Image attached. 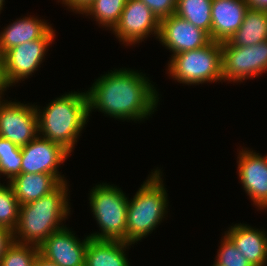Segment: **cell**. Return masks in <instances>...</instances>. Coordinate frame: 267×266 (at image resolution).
<instances>
[{"instance_id": "6da1fadb", "label": "cell", "mask_w": 267, "mask_h": 266, "mask_svg": "<svg viewBox=\"0 0 267 266\" xmlns=\"http://www.w3.org/2000/svg\"><path fill=\"white\" fill-rule=\"evenodd\" d=\"M130 69H115L100 76L86 91L88 115L96 109L115 119H148L157 108L159 95L148 77Z\"/></svg>"}, {"instance_id": "7a4b0ae2", "label": "cell", "mask_w": 267, "mask_h": 266, "mask_svg": "<svg viewBox=\"0 0 267 266\" xmlns=\"http://www.w3.org/2000/svg\"><path fill=\"white\" fill-rule=\"evenodd\" d=\"M67 183H61L38 200L20 205L18 222L13 230L14 242L39 247L53 232L64 227L62 221L71 212Z\"/></svg>"}, {"instance_id": "3957f363", "label": "cell", "mask_w": 267, "mask_h": 266, "mask_svg": "<svg viewBox=\"0 0 267 266\" xmlns=\"http://www.w3.org/2000/svg\"><path fill=\"white\" fill-rule=\"evenodd\" d=\"M43 108L41 110L36 105L39 136L60 144L71 153L88 122L87 94L71 91Z\"/></svg>"}, {"instance_id": "277c9868", "label": "cell", "mask_w": 267, "mask_h": 266, "mask_svg": "<svg viewBox=\"0 0 267 266\" xmlns=\"http://www.w3.org/2000/svg\"><path fill=\"white\" fill-rule=\"evenodd\" d=\"M161 177L162 172L159 169L154 170L134 197L128 200L127 243L134 244L147 237L168 213V194Z\"/></svg>"}, {"instance_id": "5b68a950", "label": "cell", "mask_w": 267, "mask_h": 266, "mask_svg": "<svg viewBox=\"0 0 267 266\" xmlns=\"http://www.w3.org/2000/svg\"><path fill=\"white\" fill-rule=\"evenodd\" d=\"M94 218L101 229L89 234L95 240H120L126 242L128 197L117 187L100 183L89 193Z\"/></svg>"}, {"instance_id": "8992f818", "label": "cell", "mask_w": 267, "mask_h": 266, "mask_svg": "<svg viewBox=\"0 0 267 266\" xmlns=\"http://www.w3.org/2000/svg\"><path fill=\"white\" fill-rule=\"evenodd\" d=\"M167 69L174 80L185 85L222 82L221 43L211 40L201 48L173 55Z\"/></svg>"}, {"instance_id": "52a82bcc", "label": "cell", "mask_w": 267, "mask_h": 266, "mask_svg": "<svg viewBox=\"0 0 267 266\" xmlns=\"http://www.w3.org/2000/svg\"><path fill=\"white\" fill-rule=\"evenodd\" d=\"M54 31L52 28L44 37L17 45L2 55L1 83L6 89L37 71L55 38Z\"/></svg>"}, {"instance_id": "ba28073f", "label": "cell", "mask_w": 267, "mask_h": 266, "mask_svg": "<svg viewBox=\"0 0 267 266\" xmlns=\"http://www.w3.org/2000/svg\"><path fill=\"white\" fill-rule=\"evenodd\" d=\"M223 81L243 82L267 72V40L251 46H221Z\"/></svg>"}, {"instance_id": "9c48e42d", "label": "cell", "mask_w": 267, "mask_h": 266, "mask_svg": "<svg viewBox=\"0 0 267 266\" xmlns=\"http://www.w3.org/2000/svg\"><path fill=\"white\" fill-rule=\"evenodd\" d=\"M38 135V116L35 105L0 101V137L23 147Z\"/></svg>"}, {"instance_id": "30bf717a", "label": "cell", "mask_w": 267, "mask_h": 266, "mask_svg": "<svg viewBox=\"0 0 267 266\" xmlns=\"http://www.w3.org/2000/svg\"><path fill=\"white\" fill-rule=\"evenodd\" d=\"M160 20L142 0H127L120 20L112 30L125 45L144 41L149 34L159 35ZM140 41V42H139Z\"/></svg>"}, {"instance_id": "8fae6325", "label": "cell", "mask_w": 267, "mask_h": 266, "mask_svg": "<svg viewBox=\"0 0 267 266\" xmlns=\"http://www.w3.org/2000/svg\"><path fill=\"white\" fill-rule=\"evenodd\" d=\"M21 173H49L61 183L66 182L64 175H60L58 168L70 152L58 143L39 135L27 145L21 147Z\"/></svg>"}, {"instance_id": "7c38bea8", "label": "cell", "mask_w": 267, "mask_h": 266, "mask_svg": "<svg viewBox=\"0 0 267 266\" xmlns=\"http://www.w3.org/2000/svg\"><path fill=\"white\" fill-rule=\"evenodd\" d=\"M158 39L173 53L171 57L201 48L211 41L210 36L204 30L176 14L160 20Z\"/></svg>"}, {"instance_id": "4fadbf2b", "label": "cell", "mask_w": 267, "mask_h": 266, "mask_svg": "<svg viewBox=\"0 0 267 266\" xmlns=\"http://www.w3.org/2000/svg\"><path fill=\"white\" fill-rule=\"evenodd\" d=\"M239 180L253 204L259 210L267 209V155L246 148L238 155Z\"/></svg>"}, {"instance_id": "5bb4252c", "label": "cell", "mask_w": 267, "mask_h": 266, "mask_svg": "<svg viewBox=\"0 0 267 266\" xmlns=\"http://www.w3.org/2000/svg\"><path fill=\"white\" fill-rule=\"evenodd\" d=\"M89 236L80 241L66 226L53 232L40 246L39 253L58 266H85Z\"/></svg>"}, {"instance_id": "9a60e30c", "label": "cell", "mask_w": 267, "mask_h": 266, "mask_svg": "<svg viewBox=\"0 0 267 266\" xmlns=\"http://www.w3.org/2000/svg\"><path fill=\"white\" fill-rule=\"evenodd\" d=\"M248 9L245 0H212L211 40L228 41L243 23Z\"/></svg>"}, {"instance_id": "2e32d148", "label": "cell", "mask_w": 267, "mask_h": 266, "mask_svg": "<svg viewBox=\"0 0 267 266\" xmlns=\"http://www.w3.org/2000/svg\"><path fill=\"white\" fill-rule=\"evenodd\" d=\"M251 266H267V234L246 224H235L225 231Z\"/></svg>"}, {"instance_id": "e0dca14e", "label": "cell", "mask_w": 267, "mask_h": 266, "mask_svg": "<svg viewBox=\"0 0 267 266\" xmlns=\"http://www.w3.org/2000/svg\"><path fill=\"white\" fill-rule=\"evenodd\" d=\"M48 24L45 20L31 16L13 21L0 32L1 55L17 45L44 37L52 29Z\"/></svg>"}, {"instance_id": "ac0fdd59", "label": "cell", "mask_w": 267, "mask_h": 266, "mask_svg": "<svg viewBox=\"0 0 267 266\" xmlns=\"http://www.w3.org/2000/svg\"><path fill=\"white\" fill-rule=\"evenodd\" d=\"M9 183L20 205L48 195L61 184L54 175L49 173H20Z\"/></svg>"}, {"instance_id": "d6986e66", "label": "cell", "mask_w": 267, "mask_h": 266, "mask_svg": "<svg viewBox=\"0 0 267 266\" xmlns=\"http://www.w3.org/2000/svg\"><path fill=\"white\" fill-rule=\"evenodd\" d=\"M130 245L120 240L90 238L85 251V266H130L125 254Z\"/></svg>"}, {"instance_id": "ffe728a7", "label": "cell", "mask_w": 267, "mask_h": 266, "mask_svg": "<svg viewBox=\"0 0 267 266\" xmlns=\"http://www.w3.org/2000/svg\"><path fill=\"white\" fill-rule=\"evenodd\" d=\"M267 40V11L249 8L243 23L221 46H251Z\"/></svg>"}, {"instance_id": "44dd1931", "label": "cell", "mask_w": 267, "mask_h": 266, "mask_svg": "<svg viewBox=\"0 0 267 266\" xmlns=\"http://www.w3.org/2000/svg\"><path fill=\"white\" fill-rule=\"evenodd\" d=\"M212 0H177L175 14L204 30L211 38Z\"/></svg>"}, {"instance_id": "7402d4cb", "label": "cell", "mask_w": 267, "mask_h": 266, "mask_svg": "<svg viewBox=\"0 0 267 266\" xmlns=\"http://www.w3.org/2000/svg\"><path fill=\"white\" fill-rule=\"evenodd\" d=\"M126 3L127 0H93L82 14L92 15L99 26L113 30L120 20Z\"/></svg>"}, {"instance_id": "603a6c76", "label": "cell", "mask_w": 267, "mask_h": 266, "mask_svg": "<svg viewBox=\"0 0 267 266\" xmlns=\"http://www.w3.org/2000/svg\"><path fill=\"white\" fill-rule=\"evenodd\" d=\"M21 147L0 137V175L7 176L10 182L21 173Z\"/></svg>"}, {"instance_id": "cb8c5ba5", "label": "cell", "mask_w": 267, "mask_h": 266, "mask_svg": "<svg viewBox=\"0 0 267 266\" xmlns=\"http://www.w3.org/2000/svg\"><path fill=\"white\" fill-rule=\"evenodd\" d=\"M19 209V201L10 183L7 186L0 183V227L13 232L18 222Z\"/></svg>"}, {"instance_id": "d4e9b609", "label": "cell", "mask_w": 267, "mask_h": 266, "mask_svg": "<svg viewBox=\"0 0 267 266\" xmlns=\"http://www.w3.org/2000/svg\"><path fill=\"white\" fill-rule=\"evenodd\" d=\"M38 253L36 245L13 242L2 257L0 266H32Z\"/></svg>"}, {"instance_id": "484cf974", "label": "cell", "mask_w": 267, "mask_h": 266, "mask_svg": "<svg viewBox=\"0 0 267 266\" xmlns=\"http://www.w3.org/2000/svg\"><path fill=\"white\" fill-rule=\"evenodd\" d=\"M223 237L214 262L220 266H251L225 233Z\"/></svg>"}, {"instance_id": "4316f807", "label": "cell", "mask_w": 267, "mask_h": 266, "mask_svg": "<svg viewBox=\"0 0 267 266\" xmlns=\"http://www.w3.org/2000/svg\"><path fill=\"white\" fill-rule=\"evenodd\" d=\"M155 16L161 20L175 14L177 0H142Z\"/></svg>"}, {"instance_id": "83f0119b", "label": "cell", "mask_w": 267, "mask_h": 266, "mask_svg": "<svg viewBox=\"0 0 267 266\" xmlns=\"http://www.w3.org/2000/svg\"><path fill=\"white\" fill-rule=\"evenodd\" d=\"M13 242V232L7 228L0 227V261Z\"/></svg>"}, {"instance_id": "f1b7e54d", "label": "cell", "mask_w": 267, "mask_h": 266, "mask_svg": "<svg viewBox=\"0 0 267 266\" xmlns=\"http://www.w3.org/2000/svg\"><path fill=\"white\" fill-rule=\"evenodd\" d=\"M60 2V0H59ZM62 4L66 5L70 11H76L78 14H82L87 7L93 2V0H61Z\"/></svg>"}, {"instance_id": "f546056e", "label": "cell", "mask_w": 267, "mask_h": 266, "mask_svg": "<svg viewBox=\"0 0 267 266\" xmlns=\"http://www.w3.org/2000/svg\"><path fill=\"white\" fill-rule=\"evenodd\" d=\"M249 8L267 11V0H245Z\"/></svg>"}, {"instance_id": "4dcf8cb0", "label": "cell", "mask_w": 267, "mask_h": 266, "mask_svg": "<svg viewBox=\"0 0 267 266\" xmlns=\"http://www.w3.org/2000/svg\"><path fill=\"white\" fill-rule=\"evenodd\" d=\"M32 266H58L56 263L46 259L40 253L37 254Z\"/></svg>"}, {"instance_id": "1f68e13d", "label": "cell", "mask_w": 267, "mask_h": 266, "mask_svg": "<svg viewBox=\"0 0 267 266\" xmlns=\"http://www.w3.org/2000/svg\"><path fill=\"white\" fill-rule=\"evenodd\" d=\"M4 91H6V88L4 87V85H0V101H1V99H2V94H3V92Z\"/></svg>"}, {"instance_id": "d6a6232c", "label": "cell", "mask_w": 267, "mask_h": 266, "mask_svg": "<svg viewBox=\"0 0 267 266\" xmlns=\"http://www.w3.org/2000/svg\"><path fill=\"white\" fill-rule=\"evenodd\" d=\"M1 75H2V55L0 53V82H1Z\"/></svg>"}, {"instance_id": "836d02e7", "label": "cell", "mask_w": 267, "mask_h": 266, "mask_svg": "<svg viewBox=\"0 0 267 266\" xmlns=\"http://www.w3.org/2000/svg\"><path fill=\"white\" fill-rule=\"evenodd\" d=\"M4 2H5V0H0V11L3 9Z\"/></svg>"}]
</instances>
